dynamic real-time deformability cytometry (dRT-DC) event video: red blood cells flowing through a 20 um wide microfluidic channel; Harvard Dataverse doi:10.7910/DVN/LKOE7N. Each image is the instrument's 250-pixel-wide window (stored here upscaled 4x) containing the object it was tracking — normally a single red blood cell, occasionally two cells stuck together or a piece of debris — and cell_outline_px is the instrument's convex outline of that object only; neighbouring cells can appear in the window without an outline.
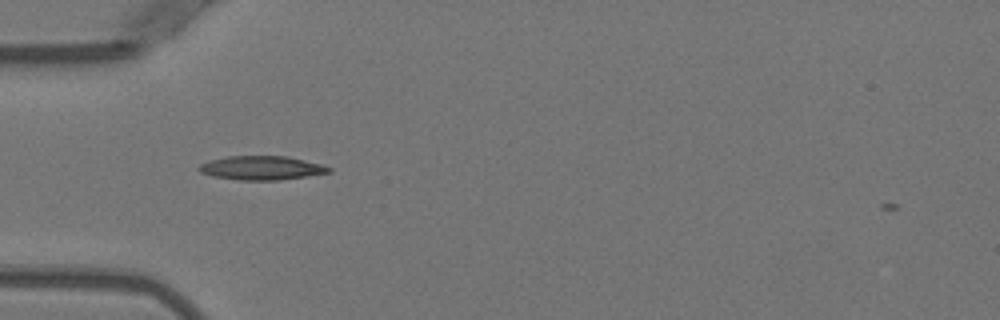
{"species": "Egyptian fruit bat (a non-hibernating species)", "species_latin": "Rousettus aegyptiacus", "temperature_condition": "warm", "stored_images_in_passage": 37, "camera_frame_rate_fps": 3000, "um_per_image_px": 0.085, "animal": {"sex": "female"}, "frame": {"image": 1, "passage_image": 2, "time_ms": 0.333, "image_size_px": [1000, 320], "cell_outline_px": [[332, 172], [280, 180], [240, 180], [212, 176], [200, 172], [196, 168], [200, 164], [212, 160], [228, 156], [288, 156], [324, 164], [332, 168]], "centroid_in_image_um": [22.27, 14.27], "position_along_channel_um": 62.7, "area_um2": 18.21}}
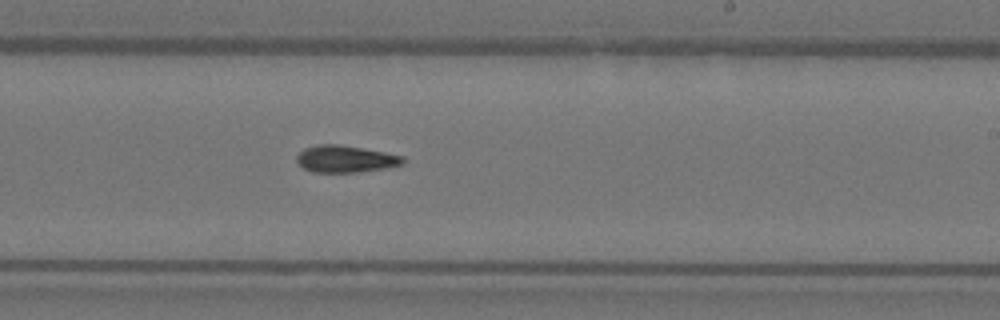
{"frame": {"image": 2, "passage_image": 17, "time_ms": 5.333, "image_size_px": [1000, 320], "cell_outline_px": [[404, 164], [384, 168], [356, 172], [312, 172], [304, 168], [296, 160], [296, 156], [304, 148], [316, 144], [340, 144], [384, 152], [404, 156]], "centroid_in_image_um": [29.35, 13.5], "position_along_channel_um": 259.7, "area_um2": 16.65}}
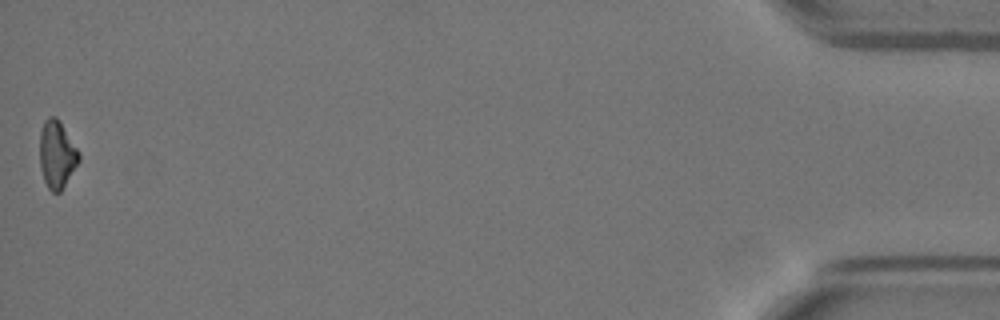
{"frame": {"image": 3, "passage_image": 37, "time_ms": 12.0, "image_size_px": [1000, 320], "cell_outline_px": [[80, 160], [60, 192], [52, 192], [48, 188], [44, 180], [40, 168], [40, 132], [44, 120], [48, 116], [56, 116], [60, 120], [80, 152]], "centroid_in_image_um": [4.84, 13.09], "position_along_channel_um": 430.4, "area_um2": 15.55}}